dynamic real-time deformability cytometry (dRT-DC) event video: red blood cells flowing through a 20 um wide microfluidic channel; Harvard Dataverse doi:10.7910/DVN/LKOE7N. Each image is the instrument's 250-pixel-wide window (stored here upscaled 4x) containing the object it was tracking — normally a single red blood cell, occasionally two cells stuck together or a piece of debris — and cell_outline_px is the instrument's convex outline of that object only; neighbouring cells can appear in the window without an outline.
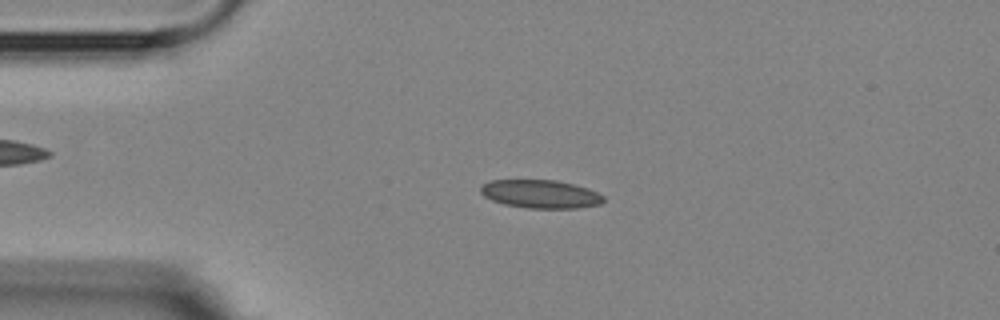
{"species": "Egyptian fruit bat (a non-hibernating species)", "species_latin": "Rousettus aegyptiacus", "temperature_condition": "room temperature", "stored_images_in_passage": 4, "camera_frame_rate_fps": 3000, "um_per_image_px": 0.085, "animal": {"sex": "female"}, "frame": {"image": 1, "passage_image": 2, "time_ms": 2.0, "image_size_px": [1000, 320], "cell_outline_px": [[604, 200], [600, 204], [576, 208], [528, 208], [504, 204], [492, 200], [484, 196], [480, 192], [480, 184], [488, 180], [556, 180], [588, 188], [604, 196]], "centroid_in_image_um": [45.9, 16.48], "position_along_channel_um": 39.1, "area_um2": 20.29}}
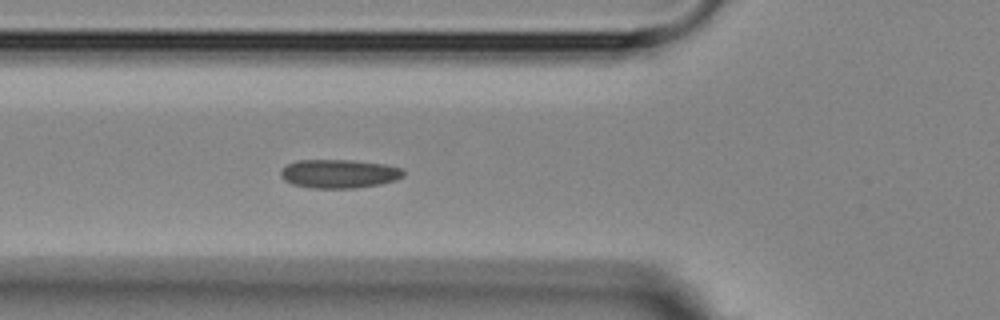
{"frame": {"image": 2, "passage_image": 4, "time_ms": 4.333, "image_size_px": [1000, 320], "cell_outline_px": [[404, 176], [396, 180], [380, 184], [356, 188], [312, 188], [292, 184], [284, 180], [280, 176], [280, 172], [288, 164], [296, 160], [352, 160], [384, 164], [400, 168], [404, 172]], "centroid_in_image_um": [28.81, 14.77], "position_along_channel_um": 97.0, "area_um2": 20.52}}